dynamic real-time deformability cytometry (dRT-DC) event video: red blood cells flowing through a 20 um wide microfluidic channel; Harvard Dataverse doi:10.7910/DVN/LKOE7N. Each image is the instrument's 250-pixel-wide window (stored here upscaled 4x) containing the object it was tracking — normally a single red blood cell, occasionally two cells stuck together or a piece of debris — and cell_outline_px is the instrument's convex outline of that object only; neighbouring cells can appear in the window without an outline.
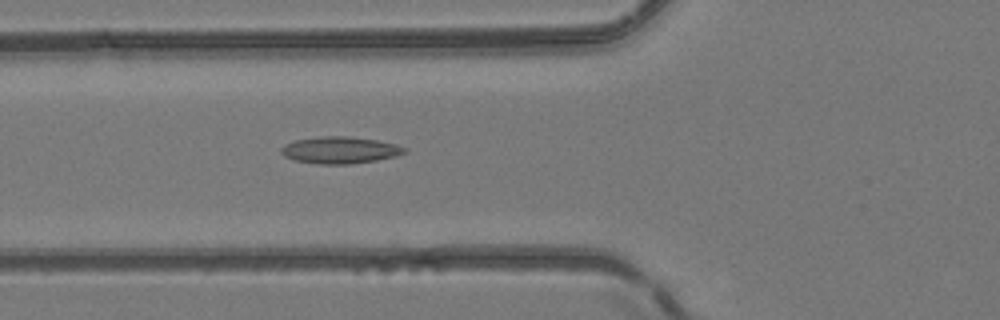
{"species": "common noctule bat (a hibernating species)", "species_latin": "Nyctalus noctula", "temperature_condition": "room temperature", "stored_images_in_passage": 29, "camera_frame_rate_fps": 3000, "um_per_image_px": 0.085, "animal": {"sex": "female", "body_mass_g": 24.6, "forearm_length_mm": 56.2}, "frame": {"image": 1, "passage_image": 9, "time_ms": 2.667, "image_size_px": [1000, 320], "cell_outline_px": [[408, 152], [396, 156], [376, 160], [348, 164], [316, 164], [292, 160], [284, 156], [280, 152], [280, 148], [284, 144], [296, 140], [320, 136], [348, 136], [376, 140], [396, 144], [408, 148]], "centroid_in_image_um": [28.89, 12.76], "position_along_channel_um": 96.9, "area_um2": 19.48}}
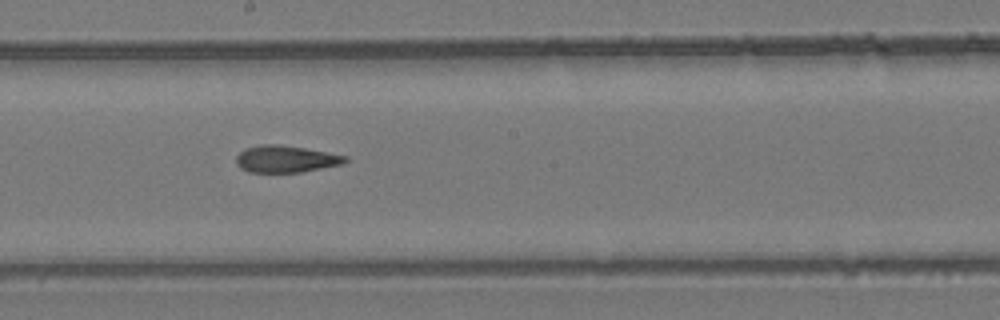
{"frame": {"image": 2, "passage_image": 18, "time_ms": 5.667, "image_size_px": [1000, 320], "cell_outline_px": [[348, 160], [344, 164], [300, 172], [248, 172], [240, 168], [236, 160], [236, 156], [244, 148], [260, 144], [280, 144], [304, 148], [348, 156]], "centroid_in_image_um": [24.29, 13.51], "position_along_channel_um": 223.9, "area_um2": 17.17}}
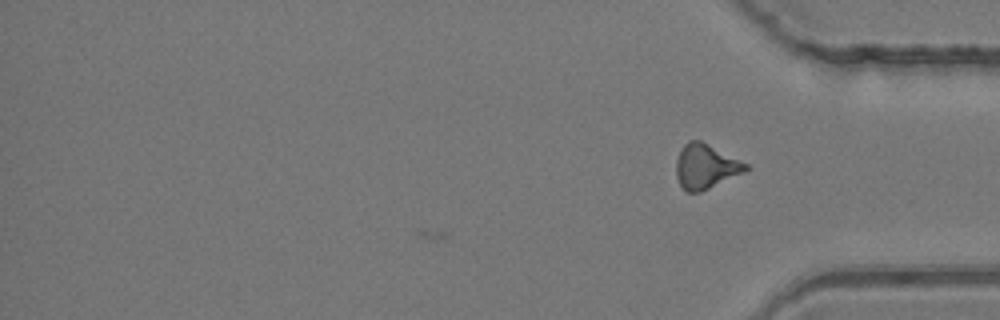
{"frame": {"image": 3, "passage_image": 29, "time_ms": 9.333, "image_size_px": [1000, 320], "cell_outline_px": [[748, 168], [744, 172], [700, 192], [688, 192], [680, 184], [676, 176], [676, 160], [680, 148], [688, 140], [700, 140], [748, 164]], "centroid_in_image_um": [59.95, 14.13], "position_along_channel_um": 375.3, "area_um2": 17.86}, "authors_computed_cell_mechanics": {"area_um2": 17.5134, "velocity_mm_per_s": 4.2192, "shape_relaxation_time_tau1_ms": null, "shape_relaxation_time_tau2_ms": 2.9979, "deformation_change_tau1": null, "deformation_change_tau2": 0.1214}}